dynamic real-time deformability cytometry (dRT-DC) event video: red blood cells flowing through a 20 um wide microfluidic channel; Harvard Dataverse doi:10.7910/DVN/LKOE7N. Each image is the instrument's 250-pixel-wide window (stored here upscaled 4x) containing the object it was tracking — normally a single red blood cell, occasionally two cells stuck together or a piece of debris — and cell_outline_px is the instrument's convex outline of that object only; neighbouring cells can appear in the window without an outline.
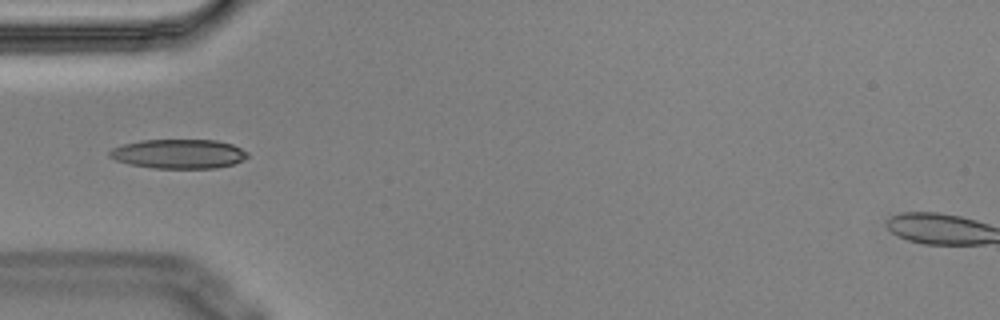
{"species": "Egyptian fruit bat (a non-hibernating species)", "species_latin": "Rousettus aegyptiacus", "temperature_condition": "cold", "stored_images_in_passage": 5, "camera_frame_rate_fps": 3000, "um_per_image_px": 0.085, "animal": {"sex": "male"}, "frame": {"image": 1, "passage_image": 4, "time_ms": 1.0, "image_size_px": [1000, 320], "cell_outline_px": [[248, 156], [244, 160], [232, 164], [216, 168], [152, 168], [128, 164], [116, 160], [108, 156], [108, 152], [112, 148], [124, 144], [140, 140], [216, 140], [232, 144], [248, 152]], "centroid_in_image_um": [15.18, 13.08], "position_along_channel_um": 69.8, "area_um2": 23.64}}